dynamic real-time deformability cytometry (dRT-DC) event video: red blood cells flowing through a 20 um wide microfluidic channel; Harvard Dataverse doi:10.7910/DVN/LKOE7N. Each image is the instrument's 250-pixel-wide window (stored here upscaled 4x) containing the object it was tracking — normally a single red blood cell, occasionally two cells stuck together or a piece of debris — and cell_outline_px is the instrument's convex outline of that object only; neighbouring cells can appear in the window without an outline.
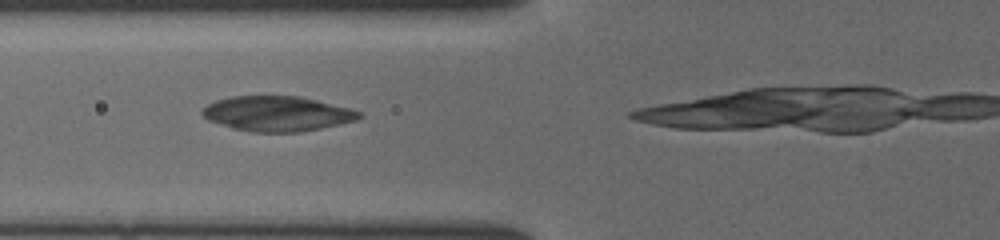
{"species": "common noctule bat (a hibernating species)", "species_latin": "Nyctalus noctula", "temperature_condition": "cold", "stored_images_in_passage": 38, "camera_frame_rate_fps": 3000, "um_per_image_px": 0.085, "animal": {"sex": "female", "body_mass_g": 19.5, "forearm_length_mm": 54.1}, "frame": {"image": 1, "passage_image": 14, "time_ms": 4.333, "image_size_px": [1000, 240], "cell_outline_px": [[364, 116], [356, 120], [340, 124], [300, 132], [252, 132], [232, 128], [208, 120], [200, 112], [208, 104], [216, 100], [232, 96], [300, 96], [352, 108], [360, 112]], "centroid_in_image_um": [23.58, 9.66], "position_along_channel_um": 102.2, "area_um2": 32.08}}
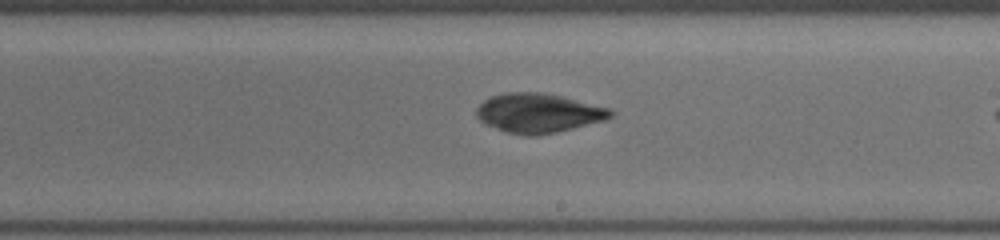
{"frame": {"image": 2, "passage_image": 24, "time_ms": 7.667, "image_size_px": [1000, 240], "cell_outline_px": [[616, 112], [612, 116], [604, 120], [556, 132], [536, 136], [524, 136], [508, 132], [484, 124], [476, 116], [476, 108], [484, 100], [492, 96], [504, 92], [544, 92], [608, 108]], "centroid_in_image_um": [45.72, 9.61], "position_along_channel_um": 243.3, "area_um2": 30.58}}
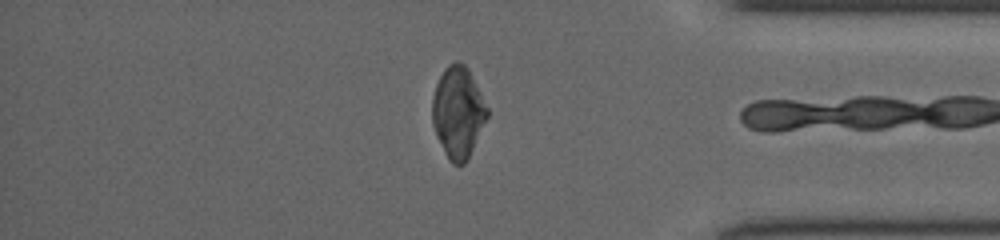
{"frame": {"image": 3, "passage_image": 36, "time_ms": 11.667, "image_size_px": [1000, 240], "cell_outline_px": [[488, 116], [468, 160], [464, 164], [452, 164], [448, 160], [436, 136], [432, 124], [432, 96], [436, 84], [444, 68], [448, 64], [456, 60], [460, 60], [468, 68], [488, 108]], "centroid_in_image_um": [38.92, 9.54], "position_along_channel_um": 396.3, "area_um2": 29.48}}